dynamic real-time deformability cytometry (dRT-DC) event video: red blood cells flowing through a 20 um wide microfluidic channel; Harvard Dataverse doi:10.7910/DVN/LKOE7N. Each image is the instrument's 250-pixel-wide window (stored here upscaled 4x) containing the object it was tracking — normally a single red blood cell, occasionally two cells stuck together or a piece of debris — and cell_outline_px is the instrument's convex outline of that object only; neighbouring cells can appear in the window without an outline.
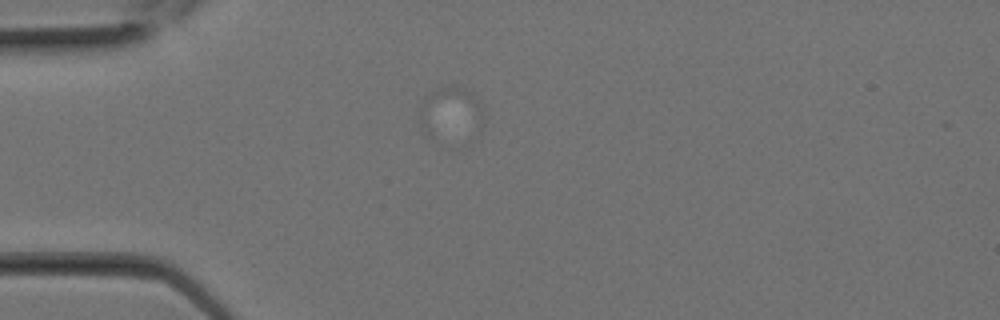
{"species": "Egyptian fruit bat (a non-hibernating species)", "species_latin": "Rousettus aegyptiacus", "temperature_condition": "room temperature", "stored_images_in_passage": 8, "camera_frame_rate_fps": 3000, "um_per_image_px": 0.085, "animal": {"sex": "female"}, "frame": {"image": 1, "passage_image": 1, "time_ms": 0.0, "image_size_px": [1000, 320], "cell_outline_px": [[484, 116], [428, 136], [424, 132], [420, 124], [420, 108], [424, 96], [436, 88], [464, 88], [472, 92], [480, 104]], "centroid_in_image_um": [38.09, 9.3], "position_along_channel_um": 46.9, "area_um2": 15.78}}